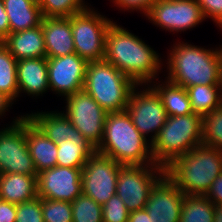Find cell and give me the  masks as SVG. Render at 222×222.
Segmentation results:
<instances>
[{"label":"cell","mask_w":222,"mask_h":222,"mask_svg":"<svg viewBox=\"0 0 222 222\" xmlns=\"http://www.w3.org/2000/svg\"><path fill=\"white\" fill-rule=\"evenodd\" d=\"M104 59L138 86L151 84L162 67L158 53L115 22L107 30Z\"/></svg>","instance_id":"cell-1"},{"label":"cell","mask_w":222,"mask_h":222,"mask_svg":"<svg viewBox=\"0 0 222 222\" xmlns=\"http://www.w3.org/2000/svg\"><path fill=\"white\" fill-rule=\"evenodd\" d=\"M167 62V81L174 85H220L222 47L218 50L204 49L187 43L173 45Z\"/></svg>","instance_id":"cell-2"},{"label":"cell","mask_w":222,"mask_h":222,"mask_svg":"<svg viewBox=\"0 0 222 222\" xmlns=\"http://www.w3.org/2000/svg\"><path fill=\"white\" fill-rule=\"evenodd\" d=\"M148 141L133 125L126 110L108 113L102 141L96 151L121 165L155 164Z\"/></svg>","instance_id":"cell-3"},{"label":"cell","mask_w":222,"mask_h":222,"mask_svg":"<svg viewBox=\"0 0 222 222\" xmlns=\"http://www.w3.org/2000/svg\"><path fill=\"white\" fill-rule=\"evenodd\" d=\"M164 169L165 175L184 195L204 196L222 173V151L201 144L174 159Z\"/></svg>","instance_id":"cell-4"},{"label":"cell","mask_w":222,"mask_h":222,"mask_svg":"<svg viewBox=\"0 0 222 222\" xmlns=\"http://www.w3.org/2000/svg\"><path fill=\"white\" fill-rule=\"evenodd\" d=\"M202 144V116L191 113L167 116L157 137L151 142L154 163L163 168L174 159Z\"/></svg>","instance_id":"cell-5"},{"label":"cell","mask_w":222,"mask_h":222,"mask_svg":"<svg viewBox=\"0 0 222 222\" xmlns=\"http://www.w3.org/2000/svg\"><path fill=\"white\" fill-rule=\"evenodd\" d=\"M137 85L105 59L88 62L83 89L107 112L126 110Z\"/></svg>","instance_id":"cell-6"},{"label":"cell","mask_w":222,"mask_h":222,"mask_svg":"<svg viewBox=\"0 0 222 222\" xmlns=\"http://www.w3.org/2000/svg\"><path fill=\"white\" fill-rule=\"evenodd\" d=\"M75 53L87 62L103 60L105 37L113 22L92 8L69 17Z\"/></svg>","instance_id":"cell-7"},{"label":"cell","mask_w":222,"mask_h":222,"mask_svg":"<svg viewBox=\"0 0 222 222\" xmlns=\"http://www.w3.org/2000/svg\"><path fill=\"white\" fill-rule=\"evenodd\" d=\"M165 174L156 164L122 165L117 176L116 194L127 209H144L153 185Z\"/></svg>","instance_id":"cell-8"},{"label":"cell","mask_w":222,"mask_h":222,"mask_svg":"<svg viewBox=\"0 0 222 222\" xmlns=\"http://www.w3.org/2000/svg\"><path fill=\"white\" fill-rule=\"evenodd\" d=\"M0 173L38 174L26 142V115L0 131Z\"/></svg>","instance_id":"cell-9"},{"label":"cell","mask_w":222,"mask_h":222,"mask_svg":"<svg viewBox=\"0 0 222 222\" xmlns=\"http://www.w3.org/2000/svg\"><path fill=\"white\" fill-rule=\"evenodd\" d=\"M65 115L95 149L101 144L107 112L84 90L68 95Z\"/></svg>","instance_id":"cell-10"},{"label":"cell","mask_w":222,"mask_h":222,"mask_svg":"<svg viewBox=\"0 0 222 222\" xmlns=\"http://www.w3.org/2000/svg\"><path fill=\"white\" fill-rule=\"evenodd\" d=\"M122 165L110 156L95 151L82 168V194L105 204L116 194L117 176Z\"/></svg>","instance_id":"cell-11"},{"label":"cell","mask_w":222,"mask_h":222,"mask_svg":"<svg viewBox=\"0 0 222 222\" xmlns=\"http://www.w3.org/2000/svg\"><path fill=\"white\" fill-rule=\"evenodd\" d=\"M138 85L130 93L126 111L130 115L133 125L146 138L148 133L150 143L157 137L167 119V113L162 99L150 86L146 90L138 91Z\"/></svg>","instance_id":"cell-12"},{"label":"cell","mask_w":222,"mask_h":222,"mask_svg":"<svg viewBox=\"0 0 222 222\" xmlns=\"http://www.w3.org/2000/svg\"><path fill=\"white\" fill-rule=\"evenodd\" d=\"M145 16L157 27L177 33L193 28L205 19L196 0H156Z\"/></svg>","instance_id":"cell-13"},{"label":"cell","mask_w":222,"mask_h":222,"mask_svg":"<svg viewBox=\"0 0 222 222\" xmlns=\"http://www.w3.org/2000/svg\"><path fill=\"white\" fill-rule=\"evenodd\" d=\"M82 169L55 166L37 174L39 198L72 203L82 194Z\"/></svg>","instance_id":"cell-14"},{"label":"cell","mask_w":222,"mask_h":222,"mask_svg":"<svg viewBox=\"0 0 222 222\" xmlns=\"http://www.w3.org/2000/svg\"><path fill=\"white\" fill-rule=\"evenodd\" d=\"M87 64L76 53L47 58L49 88L64 97L82 90Z\"/></svg>","instance_id":"cell-15"},{"label":"cell","mask_w":222,"mask_h":222,"mask_svg":"<svg viewBox=\"0 0 222 222\" xmlns=\"http://www.w3.org/2000/svg\"><path fill=\"white\" fill-rule=\"evenodd\" d=\"M184 197L164 174L151 188L145 210L152 222H180Z\"/></svg>","instance_id":"cell-16"},{"label":"cell","mask_w":222,"mask_h":222,"mask_svg":"<svg viewBox=\"0 0 222 222\" xmlns=\"http://www.w3.org/2000/svg\"><path fill=\"white\" fill-rule=\"evenodd\" d=\"M41 26L47 58L75 53L69 17H43Z\"/></svg>","instance_id":"cell-17"},{"label":"cell","mask_w":222,"mask_h":222,"mask_svg":"<svg viewBox=\"0 0 222 222\" xmlns=\"http://www.w3.org/2000/svg\"><path fill=\"white\" fill-rule=\"evenodd\" d=\"M18 90L34 97L49 90L47 57L17 60Z\"/></svg>","instance_id":"cell-18"},{"label":"cell","mask_w":222,"mask_h":222,"mask_svg":"<svg viewBox=\"0 0 222 222\" xmlns=\"http://www.w3.org/2000/svg\"><path fill=\"white\" fill-rule=\"evenodd\" d=\"M2 43L16 60L46 57L41 24L35 28L10 33Z\"/></svg>","instance_id":"cell-19"},{"label":"cell","mask_w":222,"mask_h":222,"mask_svg":"<svg viewBox=\"0 0 222 222\" xmlns=\"http://www.w3.org/2000/svg\"><path fill=\"white\" fill-rule=\"evenodd\" d=\"M26 142L37 173L57 166V144L26 116Z\"/></svg>","instance_id":"cell-20"},{"label":"cell","mask_w":222,"mask_h":222,"mask_svg":"<svg viewBox=\"0 0 222 222\" xmlns=\"http://www.w3.org/2000/svg\"><path fill=\"white\" fill-rule=\"evenodd\" d=\"M55 144L73 137L83 136L61 112H37L26 115Z\"/></svg>","instance_id":"cell-21"},{"label":"cell","mask_w":222,"mask_h":222,"mask_svg":"<svg viewBox=\"0 0 222 222\" xmlns=\"http://www.w3.org/2000/svg\"><path fill=\"white\" fill-rule=\"evenodd\" d=\"M0 197L14 204L33 200L37 195V175L0 173Z\"/></svg>","instance_id":"cell-22"},{"label":"cell","mask_w":222,"mask_h":222,"mask_svg":"<svg viewBox=\"0 0 222 222\" xmlns=\"http://www.w3.org/2000/svg\"><path fill=\"white\" fill-rule=\"evenodd\" d=\"M8 16L10 33L39 26L42 13L38 0H2Z\"/></svg>","instance_id":"cell-23"},{"label":"cell","mask_w":222,"mask_h":222,"mask_svg":"<svg viewBox=\"0 0 222 222\" xmlns=\"http://www.w3.org/2000/svg\"><path fill=\"white\" fill-rule=\"evenodd\" d=\"M57 166L82 169L96 151L84 136L63 140L57 144Z\"/></svg>","instance_id":"cell-24"},{"label":"cell","mask_w":222,"mask_h":222,"mask_svg":"<svg viewBox=\"0 0 222 222\" xmlns=\"http://www.w3.org/2000/svg\"><path fill=\"white\" fill-rule=\"evenodd\" d=\"M165 83V84H164ZM160 96L167 116H184L193 112L187 90L169 81L151 86Z\"/></svg>","instance_id":"cell-25"},{"label":"cell","mask_w":222,"mask_h":222,"mask_svg":"<svg viewBox=\"0 0 222 222\" xmlns=\"http://www.w3.org/2000/svg\"><path fill=\"white\" fill-rule=\"evenodd\" d=\"M193 112L204 116L222 105L220 85H194L186 88Z\"/></svg>","instance_id":"cell-26"},{"label":"cell","mask_w":222,"mask_h":222,"mask_svg":"<svg viewBox=\"0 0 222 222\" xmlns=\"http://www.w3.org/2000/svg\"><path fill=\"white\" fill-rule=\"evenodd\" d=\"M0 92L12 101L19 97L17 60L2 42H0Z\"/></svg>","instance_id":"cell-27"},{"label":"cell","mask_w":222,"mask_h":222,"mask_svg":"<svg viewBox=\"0 0 222 222\" xmlns=\"http://www.w3.org/2000/svg\"><path fill=\"white\" fill-rule=\"evenodd\" d=\"M214 204L205 196L185 195L180 222H213Z\"/></svg>","instance_id":"cell-28"},{"label":"cell","mask_w":222,"mask_h":222,"mask_svg":"<svg viewBox=\"0 0 222 222\" xmlns=\"http://www.w3.org/2000/svg\"><path fill=\"white\" fill-rule=\"evenodd\" d=\"M202 144L222 151V105L202 116Z\"/></svg>","instance_id":"cell-29"},{"label":"cell","mask_w":222,"mask_h":222,"mask_svg":"<svg viewBox=\"0 0 222 222\" xmlns=\"http://www.w3.org/2000/svg\"><path fill=\"white\" fill-rule=\"evenodd\" d=\"M38 4L43 17H70L89 9L83 0H38Z\"/></svg>","instance_id":"cell-30"},{"label":"cell","mask_w":222,"mask_h":222,"mask_svg":"<svg viewBox=\"0 0 222 222\" xmlns=\"http://www.w3.org/2000/svg\"><path fill=\"white\" fill-rule=\"evenodd\" d=\"M73 222H103L102 205L84 194L72 203Z\"/></svg>","instance_id":"cell-31"},{"label":"cell","mask_w":222,"mask_h":222,"mask_svg":"<svg viewBox=\"0 0 222 222\" xmlns=\"http://www.w3.org/2000/svg\"><path fill=\"white\" fill-rule=\"evenodd\" d=\"M41 199L44 222H73L72 204L70 202Z\"/></svg>","instance_id":"cell-32"},{"label":"cell","mask_w":222,"mask_h":222,"mask_svg":"<svg viewBox=\"0 0 222 222\" xmlns=\"http://www.w3.org/2000/svg\"><path fill=\"white\" fill-rule=\"evenodd\" d=\"M130 211L117 194L102 205L103 222H128Z\"/></svg>","instance_id":"cell-33"},{"label":"cell","mask_w":222,"mask_h":222,"mask_svg":"<svg viewBox=\"0 0 222 222\" xmlns=\"http://www.w3.org/2000/svg\"><path fill=\"white\" fill-rule=\"evenodd\" d=\"M15 222H44L42 199L36 197L33 200L16 204Z\"/></svg>","instance_id":"cell-34"},{"label":"cell","mask_w":222,"mask_h":222,"mask_svg":"<svg viewBox=\"0 0 222 222\" xmlns=\"http://www.w3.org/2000/svg\"><path fill=\"white\" fill-rule=\"evenodd\" d=\"M205 19L211 18L222 29V0H196Z\"/></svg>","instance_id":"cell-35"},{"label":"cell","mask_w":222,"mask_h":222,"mask_svg":"<svg viewBox=\"0 0 222 222\" xmlns=\"http://www.w3.org/2000/svg\"><path fill=\"white\" fill-rule=\"evenodd\" d=\"M156 0H116L114 4L118 6L120 9L126 10H139L140 12L143 11L144 15L147 14L150 5Z\"/></svg>","instance_id":"cell-36"},{"label":"cell","mask_w":222,"mask_h":222,"mask_svg":"<svg viewBox=\"0 0 222 222\" xmlns=\"http://www.w3.org/2000/svg\"><path fill=\"white\" fill-rule=\"evenodd\" d=\"M204 196L213 204H222V173L215 178Z\"/></svg>","instance_id":"cell-37"},{"label":"cell","mask_w":222,"mask_h":222,"mask_svg":"<svg viewBox=\"0 0 222 222\" xmlns=\"http://www.w3.org/2000/svg\"><path fill=\"white\" fill-rule=\"evenodd\" d=\"M16 204L7 201L0 203V222H15Z\"/></svg>","instance_id":"cell-38"},{"label":"cell","mask_w":222,"mask_h":222,"mask_svg":"<svg viewBox=\"0 0 222 222\" xmlns=\"http://www.w3.org/2000/svg\"><path fill=\"white\" fill-rule=\"evenodd\" d=\"M10 34V26L3 1L0 0V42Z\"/></svg>","instance_id":"cell-39"},{"label":"cell","mask_w":222,"mask_h":222,"mask_svg":"<svg viewBox=\"0 0 222 222\" xmlns=\"http://www.w3.org/2000/svg\"><path fill=\"white\" fill-rule=\"evenodd\" d=\"M128 222H152L149 214L144 209L131 211L128 217Z\"/></svg>","instance_id":"cell-40"},{"label":"cell","mask_w":222,"mask_h":222,"mask_svg":"<svg viewBox=\"0 0 222 222\" xmlns=\"http://www.w3.org/2000/svg\"><path fill=\"white\" fill-rule=\"evenodd\" d=\"M11 104H13V101L0 92V116H3L8 111Z\"/></svg>","instance_id":"cell-41"},{"label":"cell","mask_w":222,"mask_h":222,"mask_svg":"<svg viewBox=\"0 0 222 222\" xmlns=\"http://www.w3.org/2000/svg\"><path fill=\"white\" fill-rule=\"evenodd\" d=\"M220 86H221V90H222V62H221V83H220Z\"/></svg>","instance_id":"cell-42"}]
</instances>
